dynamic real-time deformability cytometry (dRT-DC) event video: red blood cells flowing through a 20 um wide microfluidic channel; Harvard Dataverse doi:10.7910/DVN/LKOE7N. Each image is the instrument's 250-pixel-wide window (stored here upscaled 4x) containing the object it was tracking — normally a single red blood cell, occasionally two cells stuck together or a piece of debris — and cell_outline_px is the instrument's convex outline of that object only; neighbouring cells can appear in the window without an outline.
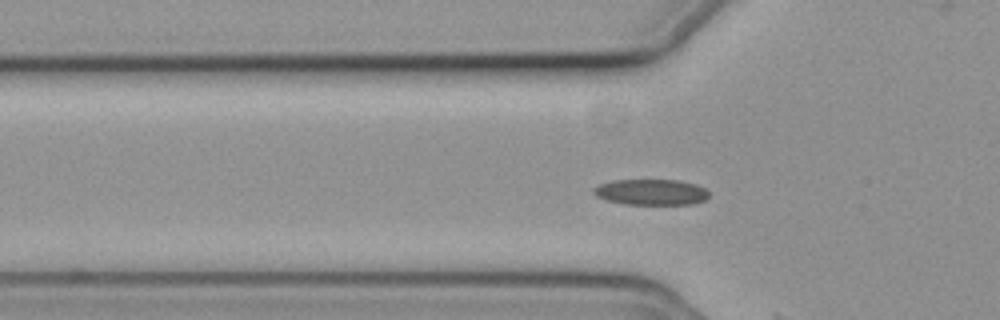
{"species": "common noctule bat (a hibernating species)", "species_latin": "Nyctalus noctula", "temperature_condition": "cold", "stored_images_in_passage": 3, "camera_frame_rate_fps": 3000, "um_per_image_px": 0.085, "animal": {"sex": "female", "body_mass_g": 19.3, "forearm_length_mm": 54.1}, "frame": {"image": 1, "passage_image": 2, "time_ms": 0.333, "image_size_px": [1000, 320], "cell_outline_px": [[708, 196], [704, 200], [692, 204], [624, 204], [608, 200], [596, 196], [592, 192], [592, 188], [600, 184], [612, 180], [680, 180], [696, 184], [704, 188], [708, 192]], "centroid_in_image_um": [55.33, 16.32], "position_along_channel_um": 70.5, "area_um2": 17.34}}